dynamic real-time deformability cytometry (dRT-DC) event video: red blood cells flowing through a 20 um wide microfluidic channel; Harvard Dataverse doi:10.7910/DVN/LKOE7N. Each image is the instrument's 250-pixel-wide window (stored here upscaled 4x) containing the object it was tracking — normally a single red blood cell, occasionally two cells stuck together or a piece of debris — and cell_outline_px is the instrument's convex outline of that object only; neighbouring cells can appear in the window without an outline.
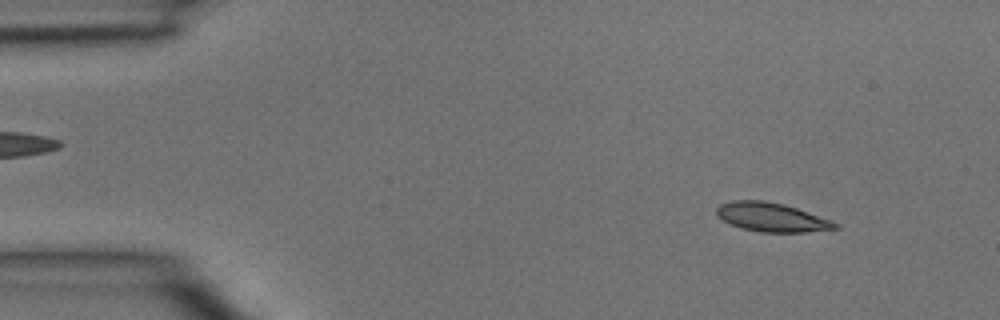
{"species": "common noctule bat (a hibernating species)", "species_latin": "Nyctalus noctula", "temperature_condition": "room temperature", "stored_images_in_passage": 4, "segment_of_instrument_passage": [2, 2], "camera_frame_rate_fps": 3000, "um_per_image_px": 0.085, "animal": {"sex": "male", "body_mass_g": 15.6}, "frame": {"image": 1, "passage_image": 4, "time_ms": 1.0, "image_size_px": [1000, 320], "cell_outline_px": [[840, 228], [804, 232], [760, 232], [744, 228], [732, 224], [724, 220], [716, 212], [716, 208], [720, 204], [732, 200], [764, 200], [784, 204], [832, 220], [840, 224]], "centroid_in_image_um": [65.63, 18.45], "position_along_channel_um": 19.4, "area_um2": 19.83}}